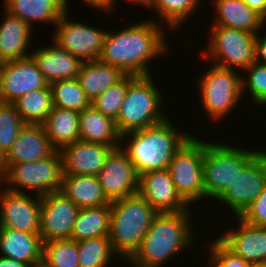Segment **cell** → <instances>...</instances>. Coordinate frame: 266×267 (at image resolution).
Here are the masks:
<instances>
[{
	"mask_svg": "<svg viewBox=\"0 0 266 267\" xmlns=\"http://www.w3.org/2000/svg\"><path fill=\"white\" fill-rule=\"evenodd\" d=\"M0 256L32 265L42 260L43 241L38 233L0 227Z\"/></svg>",
	"mask_w": 266,
	"mask_h": 267,
	"instance_id": "obj_24",
	"label": "cell"
},
{
	"mask_svg": "<svg viewBox=\"0 0 266 267\" xmlns=\"http://www.w3.org/2000/svg\"><path fill=\"white\" fill-rule=\"evenodd\" d=\"M83 2H85L86 6L88 4V6L90 7H96L97 10H107L108 12L111 11V9H114L113 6L114 3L116 4V0H82ZM70 1L68 0V3Z\"/></svg>",
	"mask_w": 266,
	"mask_h": 267,
	"instance_id": "obj_42",
	"label": "cell"
},
{
	"mask_svg": "<svg viewBox=\"0 0 266 267\" xmlns=\"http://www.w3.org/2000/svg\"><path fill=\"white\" fill-rule=\"evenodd\" d=\"M260 151L205 140L202 176L206 198L218 199Z\"/></svg>",
	"mask_w": 266,
	"mask_h": 267,
	"instance_id": "obj_6",
	"label": "cell"
},
{
	"mask_svg": "<svg viewBox=\"0 0 266 267\" xmlns=\"http://www.w3.org/2000/svg\"><path fill=\"white\" fill-rule=\"evenodd\" d=\"M200 3L201 0H152L146 8L154 7L153 11H157L156 14L166 22L168 29L179 30V26L197 12Z\"/></svg>",
	"mask_w": 266,
	"mask_h": 267,
	"instance_id": "obj_34",
	"label": "cell"
},
{
	"mask_svg": "<svg viewBox=\"0 0 266 267\" xmlns=\"http://www.w3.org/2000/svg\"><path fill=\"white\" fill-rule=\"evenodd\" d=\"M2 183H3V186H4L5 183L3 182V179L0 177V186H1V187H2ZM1 187H0V188H1Z\"/></svg>",
	"mask_w": 266,
	"mask_h": 267,
	"instance_id": "obj_49",
	"label": "cell"
},
{
	"mask_svg": "<svg viewBox=\"0 0 266 267\" xmlns=\"http://www.w3.org/2000/svg\"><path fill=\"white\" fill-rule=\"evenodd\" d=\"M13 104L25 124H43L54 107L50 85L19 97Z\"/></svg>",
	"mask_w": 266,
	"mask_h": 267,
	"instance_id": "obj_31",
	"label": "cell"
},
{
	"mask_svg": "<svg viewBox=\"0 0 266 267\" xmlns=\"http://www.w3.org/2000/svg\"><path fill=\"white\" fill-rule=\"evenodd\" d=\"M192 210L158 213L138 250L128 260L132 267H161L194 242ZM193 239V240H192Z\"/></svg>",
	"mask_w": 266,
	"mask_h": 267,
	"instance_id": "obj_2",
	"label": "cell"
},
{
	"mask_svg": "<svg viewBox=\"0 0 266 267\" xmlns=\"http://www.w3.org/2000/svg\"><path fill=\"white\" fill-rule=\"evenodd\" d=\"M239 217L255 226H266V183L259 196Z\"/></svg>",
	"mask_w": 266,
	"mask_h": 267,
	"instance_id": "obj_40",
	"label": "cell"
},
{
	"mask_svg": "<svg viewBox=\"0 0 266 267\" xmlns=\"http://www.w3.org/2000/svg\"><path fill=\"white\" fill-rule=\"evenodd\" d=\"M128 1V0H127ZM152 0H129L128 2H133L135 4H141V5H145V7H147L150 3H151Z\"/></svg>",
	"mask_w": 266,
	"mask_h": 267,
	"instance_id": "obj_46",
	"label": "cell"
},
{
	"mask_svg": "<svg viewBox=\"0 0 266 267\" xmlns=\"http://www.w3.org/2000/svg\"><path fill=\"white\" fill-rule=\"evenodd\" d=\"M238 228L218 237L230 250L250 264L266 263V226H255L239 216Z\"/></svg>",
	"mask_w": 266,
	"mask_h": 267,
	"instance_id": "obj_19",
	"label": "cell"
},
{
	"mask_svg": "<svg viewBox=\"0 0 266 267\" xmlns=\"http://www.w3.org/2000/svg\"><path fill=\"white\" fill-rule=\"evenodd\" d=\"M242 75V94L249 90L250 98L259 106L266 105V65L252 63ZM248 76V77H247Z\"/></svg>",
	"mask_w": 266,
	"mask_h": 267,
	"instance_id": "obj_38",
	"label": "cell"
},
{
	"mask_svg": "<svg viewBox=\"0 0 266 267\" xmlns=\"http://www.w3.org/2000/svg\"><path fill=\"white\" fill-rule=\"evenodd\" d=\"M25 125L13 103L0 102V149L6 155Z\"/></svg>",
	"mask_w": 266,
	"mask_h": 267,
	"instance_id": "obj_36",
	"label": "cell"
},
{
	"mask_svg": "<svg viewBox=\"0 0 266 267\" xmlns=\"http://www.w3.org/2000/svg\"><path fill=\"white\" fill-rule=\"evenodd\" d=\"M77 242L61 239L43 243L42 260L51 267H79Z\"/></svg>",
	"mask_w": 266,
	"mask_h": 267,
	"instance_id": "obj_35",
	"label": "cell"
},
{
	"mask_svg": "<svg viewBox=\"0 0 266 267\" xmlns=\"http://www.w3.org/2000/svg\"><path fill=\"white\" fill-rule=\"evenodd\" d=\"M210 43L202 56L211 60L214 65L245 70L255 63L256 34L235 28L211 26ZM235 67V68H234Z\"/></svg>",
	"mask_w": 266,
	"mask_h": 267,
	"instance_id": "obj_10",
	"label": "cell"
},
{
	"mask_svg": "<svg viewBox=\"0 0 266 267\" xmlns=\"http://www.w3.org/2000/svg\"><path fill=\"white\" fill-rule=\"evenodd\" d=\"M79 210L61 191L41 196L39 234L43 243L70 239Z\"/></svg>",
	"mask_w": 266,
	"mask_h": 267,
	"instance_id": "obj_13",
	"label": "cell"
},
{
	"mask_svg": "<svg viewBox=\"0 0 266 267\" xmlns=\"http://www.w3.org/2000/svg\"><path fill=\"white\" fill-rule=\"evenodd\" d=\"M30 267H51L44 260H40L30 265Z\"/></svg>",
	"mask_w": 266,
	"mask_h": 267,
	"instance_id": "obj_47",
	"label": "cell"
},
{
	"mask_svg": "<svg viewBox=\"0 0 266 267\" xmlns=\"http://www.w3.org/2000/svg\"><path fill=\"white\" fill-rule=\"evenodd\" d=\"M153 80L151 75H128V89L115 121L121 135L167 119L162 108L163 95Z\"/></svg>",
	"mask_w": 266,
	"mask_h": 267,
	"instance_id": "obj_5",
	"label": "cell"
},
{
	"mask_svg": "<svg viewBox=\"0 0 266 267\" xmlns=\"http://www.w3.org/2000/svg\"><path fill=\"white\" fill-rule=\"evenodd\" d=\"M0 190V227L40 233L41 196Z\"/></svg>",
	"mask_w": 266,
	"mask_h": 267,
	"instance_id": "obj_16",
	"label": "cell"
},
{
	"mask_svg": "<svg viewBox=\"0 0 266 267\" xmlns=\"http://www.w3.org/2000/svg\"><path fill=\"white\" fill-rule=\"evenodd\" d=\"M251 267H266V263L252 264Z\"/></svg>",
	"mask_w": 266,
	"mask_h": 267,
	"instance_id": "obj_48",
	"label": "cell"
},
{
	"mask_svg": "<svg viewBox=\"0 0 266 267\" xmlns=\"http://www.w3.org/2000/svg\"><path fill=\"white\" fill-rule=\"evenodd\" d=\"M159 24V20L149 18L118 32L107 31L99 60L126 75H150L149 62L169 51L163 25Z\"/></svg>",
	"mask_w": 266,
	"mask_h": 267,
	"instance_id": "obj_1",
	"label": "cell"
},
{
	"mask_svg": "<svg viewBox=\"0 0 266 267\" xmlns=\"http://www.w3.org/2000/svg\"><path fill=\"white\" fill-rule=\"evenodd\" d=\"M60 191L79 208L110 204L95 175H63Z\"/></svg>",
	"mask_w": 266,
	"mask_h": 267,
	"instance_id": "obj_27",
	"label": "cell"
},
{
	"mask_svg": "<svg viewBox=\"0 0 266 267\" xmlns=\"http://www.w3.org/2000/svg\"><path fill=\"white\" fill-rule=\"evenodd\" d=\"M110 223V204L101 207L80 208L70 239L78 242L89 238L109 236Z\"/></svg>",
	"mask_w": 266,
	"mask_h": 267,
	"instance_id": "obj_30",
	"label": "cell"
},
{
	"mask_svg": "<svg viewBox=\"0 0 266 267\" xmlns=\"http://www.w3.org/2000/svg\"><path fill=\"white\" fill-rule=\"evenodd\" d=\"M97 177L110 202L138 192L139 176L121 146L110 151Z\"/></svg>",
	"mask_w": 266,
	"mask_h": 267,
	"instance_id": "obj_14",
	"label": "cell"
},
{
	"mask_svg": "<svg viewBox=\"0 0 266 267\" xmlns=\"http://www.w3.org/2000/svg\"><path fill=\"white\" fill-rule=\"evenodd\" d=\"M112 146L86 141H76L61 150L63 175H95L104 165Z\"/></svg>",
	"mask_w": 266,
	"mask_h": 267,
	"instance_id": "obj_18",
	"label": "cell"
},
{
	"mask_svg": "<svg viewBox=\"0 0 266 267\" xmlns=\"http://www.w3.org/2000/svg\"><path fill=\"white\" fill-rule=\"evenodd\" d=\"M30 56L36 62L45 80L50 84L57 80L77 78L83 61L61 48L54 41L49 47L36 48Z\"/></svg>",
	"mask_w": 266,
	"mask_h": 267,
	"instance_id": "obj_20",
	"label": "cell"
},
{
	"mask_svg": "<svg viewBox=\"0 0 266 267\" xmlns=\"http://www.w3.org/2000/svg\"><path fill=\"white\" fill-rule=\"evenodd\" d=\"M209 244V264L212 267H251L252 264L230 250L219 238Z\"/></svg>",
	"mask_w": 266,
	"mask_h": 267,
	"instance_id": "obj_39",
	"label": "cell"
},
{
	"mask_svg": "<svg viewBox=\"0 0 266 267\" xmlns=\"http://www.w3.org/2000/svg\"><path fill=\"white\" fill-rule=\"evenodd\" d=\"M0 267H30V265L21 261L0 256Z\"/></svg>",
	"mask_w": 266,
	"mask_h": 267,
	"instance_id": "obj_44",
	"label": "cell"
},
{
	"mask_svg": "<svg viewBox=\"0 0 266 267\" xmlns=\"http://www.w3.org/2000/svg\"><path fill=\"white\" fill-rule=\"evenodd\" d=\"M55 151L42 124H25L6 154V164L34 162L50 156Z\"/></svg>",
	"mask_w": 266,
	"mask_h": 267,
	"instance_id": "obj_21",
	"label": "cell"
},
{
	"mask_svg": "<svg viewBox=\"0 0 266 267\" xmlns=\"http://www.w3.org/2000/svg\"><path fill=\"white\" fill-rule=\"evenodd\" d=\"M79 131L82 141L105 144L113 148L123 145L115 121L91 105L80 112Z\"/></svg>",
	"mask_w": 266,
	"mask_h": 267,
	"instance_id": "obj_26",
	"label": "cell"
},
{
	"mask_svg": "<svg viewBox=\"0 0 266 267\" xmlns=\"http://www.w3.org/2000/svg\"><path fill=\"white\" fill-rule=\"evenodd\" d=\"M4 9L26 22L32 29L33 23L56 24L69 9L68 0H4Z\"/></svg>",
	"mask_w": 266,
	"mask_h": 267,
	"instance_id": "obj_25",
	"label": "cell"
},
{
	"mask_svg": "<svg viewBox=\"0 0 266 267\" xmlns=\"http://www.w3.org/2000/svg\"><path fill=\"white\" fill-rule=\"evenodd\" d=\"M68 11L69 9L55 24L56 30L51 41L83 62L99 60L107 31L82 22L70 21Z\"/></svg>",
	"mask_w": 266,
	"mask_h": 267,
	"instance_id": "obj_11",
	"label": "cell"
},
{
	"mask_svg": "<svg viewBox=\"0 0 266 267\" xmlns=\"http://www.w3.org/2000/svg\"><path fill=\"white\" fill-rule=\"evenodd\" d=\"M245 3L266 20V0H244Z\"/></svg>",
	"mask_w": 266,
	"mask_h": 267,
	"instance_id": "obj_43",
	"label": "cell"
},
{
	"mask_svg": "<svg viewBox=\"0 0 266 267\" xmlns=\"http://www.w3.org/2000/svg\"><path fill=\"white\" fill-rule=\"evenodd\" d=\"M190 136L175 152L168 170L177 192L190 205L206 198L203 186L205 141Z\"/></svg>",
	"mask_w": 266,
	"mask_h": 267,
	"instance_id": "obj_9",
	"label": "cell"
},
{
	"mask_svg": "<svg viewBox=\"0 0 266 267\" xmlns=\"http://www.w3.org/2000/svg\"><path fill=\"white\" fill-rule=\"evenodd\" d=\"M216 17L211 26L235 28L257 34L266 20L251 9L244 0H213Z\"/></svg>",
	"mask_w": 266,
	"mask_h": 267,
	"instance_id": "obj_23",
	"label": "cell"
},
{
	"mask_svg": "<svg viewBox=\"0 0 266 267\" xmlns=\"http://www.w3.org/2000/svg\"><path fill=\"white\" fill-rule=\"evenodd\" d=\"M255 62L266 65V34L260 36L256 34L255 38Z\"/></svg>",
	"mask_w": 266,
	"mask_h": 267,
	"instance_id": "obj_41",
	"label": "cell"
},
{
	"mask_svg": "<svg viewBox=\"0 0 266 267\" xmlns=\"http://www.w3.org/2000/svg\"><path fill=\"white\" fill-rule=\"evenodd\" d=\"M125 75L118 67L94 60L83 62L77 79L87 99L92 102Z\"/></svg>",
	"mask_w": 266,
	"mask_h": 267,
	"instance_id": "obj_28",
	"label": "cell"
},
{
	"mask_svg": "<svg viewBox=\"0 0 266 267\" xmlns=\"http://www.w3.org/2000/svg\"><path fill=\"white\" fill-rule=\"evenodd\" d=\"M6 166L7 170L3 179L6 183L5 190L27 193L24 192L26 189L28 192L34 191V194L39 196L61 190L63 161L60 150L34 162L6 164Z\"/></svg>",
	"mask_w": 266,
	"mask_h": 267,
	"instance_id": "obj_7",
	"label": "cell"
},
{
	"mask_svg": "<svg viewBox=\"0 0 266 267\" xmlns=\"http://www.w3.org/2000/svg\"><path fill=\"white\" fill-rule=\"evenodd\" d=\"M137 193L159 213L192 209L177 192L168 169L139 175Z\"/></svg>",
	"mask_w": 266,
	"mask_h": 267,
	"instance_id": "obj_17",
	"label": "cell"
},
{
	"mask_svg": "<svg viewBox=\"0 0 266 267\" xmlns=\"http://www.w3.org/2000/svg\"><path fill=\"white\" fill-rule=\"evenodd\" d=\"M79 267H107L114 252L109 236L84 239L77 242Z\"/></svg>",
	"mask_w": 266,
	"mask_h": 267,
	"instance_id": "obj_33",
	"label": "cell"
},
{
	"mask_svg": "<svg viewBox=\"0 0 266 267\" xmlns=\"http://www.w3.org/2000/svg\"><path fill=\"white\" fill-rule=\"evenodd\" d=\"M109 239L114 252L128 261L138 250L157 212L141 195L110 202Z\"/></svg>",
	"mask_w": 266,
	"mask_h": 267,
	"instance_id": "obj_4",
	"label": "cell"
},
{
	"mask_svg": "<svg viewBox=\"0 0 266 267\" xmlns=\"http://www.w3.org/2000/svg\"><path fill=\"white\" fill-rule=\"evenodd\" d=\"M170 121L167 118L156 125L121 135L123 142L131 137L127 146L121 145V148L133 163L138 176L149 171L168 169L175 152L192 135L183 131L179 133Z\"/></svg>",
	"mask_w": 266,
	"mask_h": 267,
	"instance_id": "obj_3",
	"label": "cell"
},
{
	"mask_svg": "<svg viewBox=\"0 0 266 267\" xmlns=\"http://www.w3.org/2000/svg\"><path fill=\"white\" fill-rule=\"evenodd\" d=\"M0 24V63L15 61L30 56L27 50L32 44L33 29L20 18L5 9Z\"/></svg>",
	"mask_w": 266,
	"mask_h": 267,
	"instance_id": "obj_22",
	"label": "cell"
},
{
	"mask_svg": "<svg viewBox=\"0 0 266 267\" xmlns=\"http://www.w3.org/2000/svg\"><path fill=\"white\" fill-rule=\"evenodd\" d=\"M48 85L31 56L0 64V102L13 103L19 97Z\"/></svg>",
	"mask_w": 266,
	"mask_h": 267,
	"instance_id": "obj_15",
	"label": "cell"
},
{
	"mask_svg": "<svg viewBox=\"0 0 266 267\" xmlns=\"http://www.w3.org/2000/svg\"><path fill=\"white\" fill-rule=\"evenodd\" d=\"M265 183L266 151L261 150L217 200L226 204L238 217L259 196Z\"/></svg>",
	"mask_w": 266,
	"mask_h": 267,
	"instance_id": "obj_12",
	"label": "cell"
},
{
	"mask_svg": "<svg viewBox=\"0 0 266 267\" xmlns=\"http://www.w3.org/2000/svg\"><path fill=\"white\" fill-rule=\"evenodd\" d=\"M240 71L213 65L200 77L202 105L212 120L223 119L236 107L242 94Z\"/></svg>",
	"mask_w": 266,
	"mask_h": 267,
	"instance_id": "obj_8",
	"label": "cell"
},
{
	"mask_svg": "<svg viewBox=\"0 0 266 267\" xmlns=\"http://www.w3.org/2000/svg\"><path fill=\"white\" fill-rule=\"evenodd\" d=\"M6 170H7V166H6V155L0 149V177L2 179H4Z\"/></svg>",
	"mask_w": 266,
	"mask_h": 267,
	"instance_id": "obj_45",
	"label": "cell"
},
{
	"mask_svg": "<svg viewBox=\"0 0 266 267\" xmlns=\"http://www.w3.org/2000/svg\"><path fill=\"white\" fill-rule=\"evenodd\" d=\"M128 89V75H125L119 82L108 88L104 93L99 95L91 106L103 115L117 120L120 107L125 99Z\"/></svg>",
	"mask_w": 266,
	"mask_h": 267,
	"instance_id": "obj_37",
	"label": "cell"
},
{
	"mask_svg": "<svg viewBox=\"0 0 266 267\" xmlns=\"http://www.w3.org/2000/svg\"><path fill=\"white\" fill-rule=\"evenodd\" d=\"M79 117L77 111L53 107L42 125L56 150L80 140Z\"/></svg>",
	"mask_w": 266,
	"mask_h": 267,
	"instance_id": "obj_29",
	"label": "cell"
},
{
	"mask_svg": "<svg viewBox=\"0 0 266 267\" xmlns=\"http://www.w3.org/2000/svg\"><path fill=\"white\" fill-rule=\"evenodd\" d=\"M53 105L59 108L83 111L91 105L77 78L57 80L50 84Z\"/></svg>",
	"mask_w": 266,
	"mask_h": 267,
	"instance_id": "obj_32",
	"label": "cell"
}]
</instances>
